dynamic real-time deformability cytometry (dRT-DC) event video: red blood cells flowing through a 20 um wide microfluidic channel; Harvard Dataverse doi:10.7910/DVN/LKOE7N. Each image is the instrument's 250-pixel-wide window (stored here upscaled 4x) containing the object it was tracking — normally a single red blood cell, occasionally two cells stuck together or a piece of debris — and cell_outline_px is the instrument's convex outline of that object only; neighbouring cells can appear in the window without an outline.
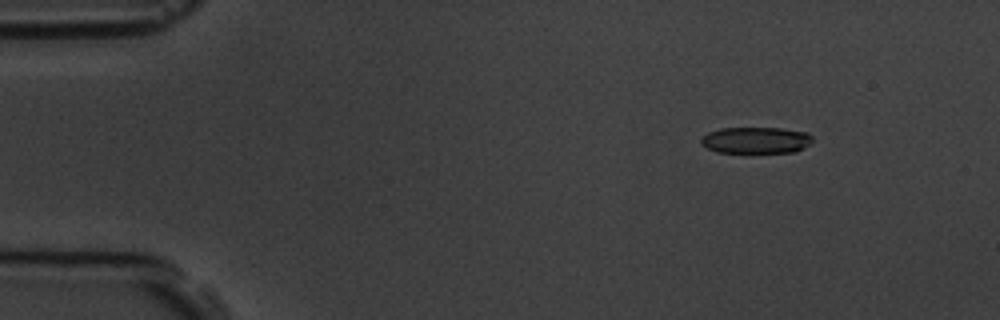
{"species": "common noctule bat (a hibernating species)", "species_latin": "Nyctalus noctula", "temperature_condition": "room temperature", "stored_images_in_passage": 10, "camera_frame_rate_fps": 3000, "um_per_image_px": 0.085, "animal": {"sex": "male", "body_mass_g": 19.5, "forearm_length_mm": 54.6}, "frame": {"image": 1, "passage_image": 3, "time_ms": 2.0, "image_size_px": [1000, 320], "cell_outline_px": [[812, 140], [808, 144], [796, 152], [716, 152], [700, 144], [700, 140], [708, 132], [720, 128], [780, 128], [808, 132], [812, 136]], "centroid_in_image_um": [64.24, 11.91], "position_along_channel_um": 20.8, "area_um2": 17.11}}
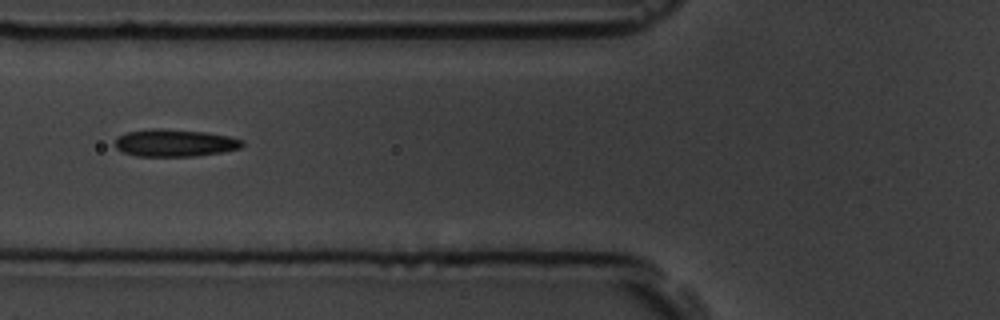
{"frame": {"image": 2, "passage_image": 7, "time_ms": 6.667, "image_size_px": [1000, 320], "cell_outline_px": [[244, 144], [240, 148], [224, 152], [196, 156], [136, 156], [124, 152], [116, 148], [116, 140], [120, 136], [128, 132], [152, 128], [160, 128], [208, 132], [228, 136], [244, 140]], "centroid_in_image_um": [14.91, 12.15], "position_along_channel_um": 110.9, "area_um2": 20.29}}
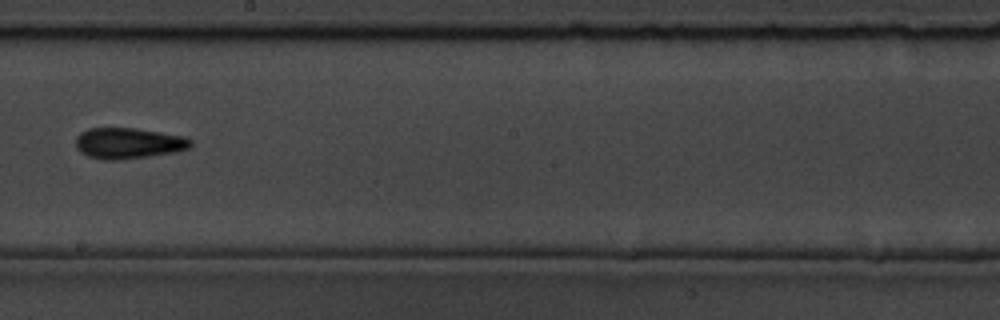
{"frame": {"image": 3, "passage_image": 10, "time_ms": 10.0, "image_size_px": [1000, 320], "cell_outline_px": [[192, 144], [188, 148], [176, 152], [120, 160], [104, 160], [88, 156], [80, 152], [76, 148], [76, 136], [80, 132], [88, 128], [136, 128], [184, 136], [192, 140]], "centroid_in_image_um": [10.89, 12.17], "position_along_channel_um": 237.3, "area_um2": 20.81}}